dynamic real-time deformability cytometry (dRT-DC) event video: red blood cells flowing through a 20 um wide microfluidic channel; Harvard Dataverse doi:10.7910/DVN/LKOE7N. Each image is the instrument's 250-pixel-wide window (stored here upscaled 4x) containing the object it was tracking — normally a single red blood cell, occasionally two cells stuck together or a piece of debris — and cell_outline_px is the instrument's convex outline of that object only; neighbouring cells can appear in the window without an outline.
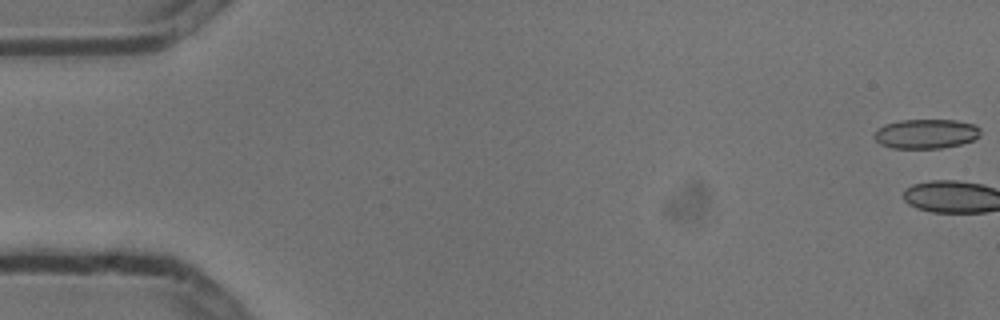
{"species": "common noctule bat (a hibernating species)", "species_latin": "Nyctalus noctula", "temperature_condition": "cold", "stored_images_in_passage": 3, "segment_of_instrument_passage": [2, 2], "camera_frame_rate_fps": 3000, "um_per_image_px": 0.085, "animal": {"sex": "male", "body_mass_g": 13.3}, "frame": {"image": 1, "passage_image": 3, "time_ms": 0.667, "image_size_px": [1000, 320], "cell_outline_px": [[980, 136], [972, 140], [960, 144], [940, 148], [892, 148], [880, 144], [872, 136], [884, 124], [900, 120], [956, 120], [976, 124], [980, 128]], "centroid_in_image_um": [78.72, 11.36], "position_along_channel_um": 6.3, "area_um2": 18.26}}